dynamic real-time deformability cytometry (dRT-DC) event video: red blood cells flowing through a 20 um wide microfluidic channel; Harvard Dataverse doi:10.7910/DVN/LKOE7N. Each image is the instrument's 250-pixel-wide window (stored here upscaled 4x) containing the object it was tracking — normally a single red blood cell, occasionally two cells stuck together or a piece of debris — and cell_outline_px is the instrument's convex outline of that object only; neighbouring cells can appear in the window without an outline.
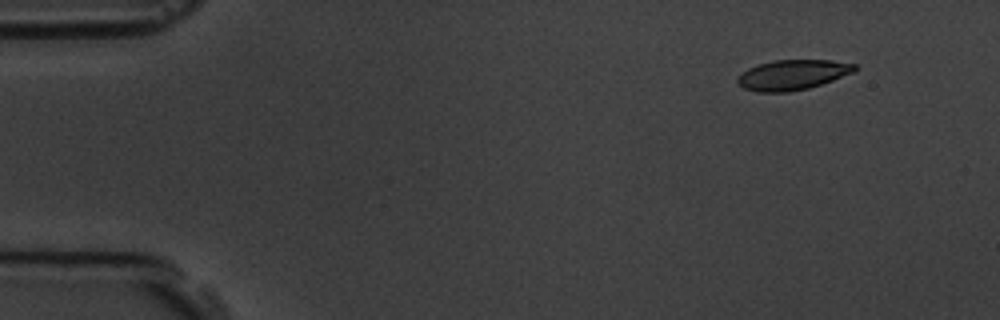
{"species": "common noctule bat (a hibernating species)", "species_latin": "Nyctalus noctula", "temperature_condition": "room temperature", "stored_images_in_passage": 4, "camera_frame_rate_fps": 3000, "um_per_image_px": 0.085, "animal": {"sex": "male", "body_mass_g": 19.5, "forearm_length_mm": 54.6}, "frame": {"image": 1, "passage_image": 1, "time_ms": 0.0, "image_size_px": [1000, 320], "cell_outline_px": [[856, 68], [852, 72], [832, 80], [808, 88], [788, 92], [756, 92], [744, 88], [736, 80], [748, 68], [772, 60], [832, 60], [856, 64]], "centroid_in_image_um": [67.36, 6.36], "position_along_channel_um": 17.6, "area_um2": 20.23}}
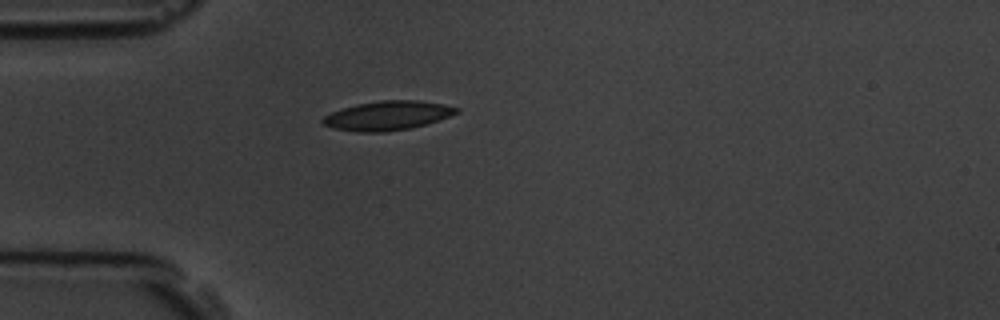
{"frame": {"image": 2, "passage_image": 4, "time_ms": 3.333, "image_size_px": [1000, 320], "cell_outline_px": [[460, 112], [424, 124], [408, 128], [384, 132], [360, 132], [332, 128], [324, 124], [320, 120], [324, 116], [332, 112], [356, 104], [380, 100], [420, 100], [460, 108]], "centroid_in_image_um": [32.91, 9.82], "position_along_channel_um": 52.1, "area_um2": 22.43}}